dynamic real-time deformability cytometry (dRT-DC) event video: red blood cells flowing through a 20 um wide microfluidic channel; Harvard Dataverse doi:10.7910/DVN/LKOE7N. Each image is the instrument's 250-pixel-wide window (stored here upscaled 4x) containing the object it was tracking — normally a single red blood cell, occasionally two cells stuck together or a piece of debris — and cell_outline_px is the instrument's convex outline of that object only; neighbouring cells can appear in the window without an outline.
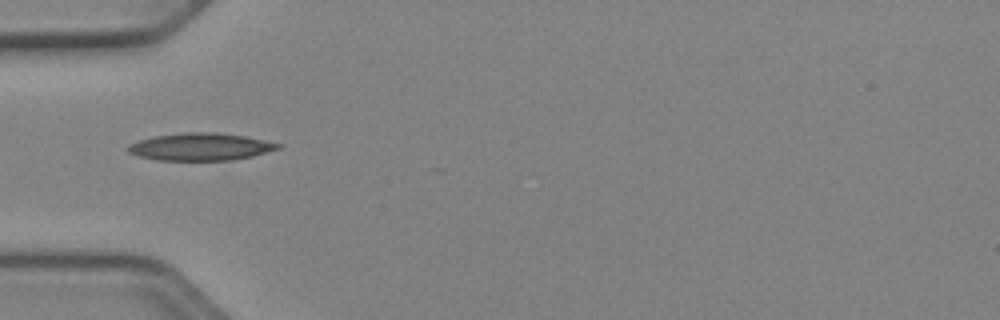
{"species": "Egyptian fruit bat (a non-hibernating species)", "species_latin": "Rousettus aegyptiacus", "temperature_condition": "cold", "stored_images_in_passage": 22, "camera_frame_rate_fps": 3000, "um_per_image_px": 0.085, "animal": {"sex": "female"}, "frame": {"image": 1, "passage_image": 1, "time_ms": 0.0, "image_size_px": [1000, 320], "cell_outline_px": [[284, 144], [280, 148], [252, 156], [232, 160], [156, 160], [140, 156], [128, 152], [124, 148], [128, 144], [152, 136], [184, 132], [212, 132], [244, 136]], "centroid_in_image_um": [17.01, 12.47], "position_along_channel_um": 68.0, "area_um2": 23.99}}
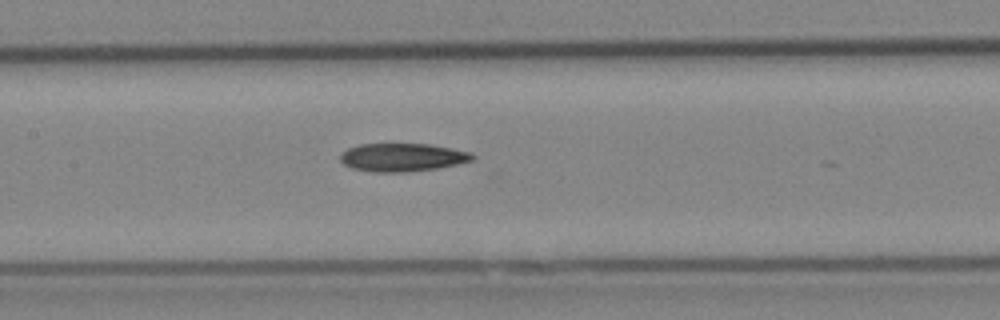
{"frame": {"image": 2, "passage_image": 9, "time_ms": 2.667, "image_size_px": [1000, 320], "cell_outline_px": [[476, 156], [472, 160], [456, 164], [436, 168], [408, 172], [372, 172], [352, 168], [344, 164], [340, 160], [340, 156], [348, 148], [360, 144], [428, 144], [452, 148], [472, 152]], "centroid_in_image_um": [34.21, 13.37], "position_along_channel_um": 173.2, "area_um2": 21.62}}
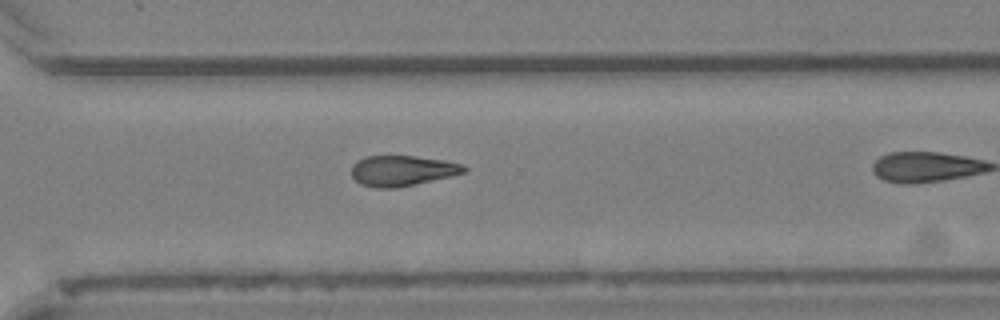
{"frame": {"image": 3, "passage_image": 18, "time_ms": 5.667, "image_size_px": [1000, 320], "cell_outline_px": [[468, 168], [464, 172], [452, 176], [396, 188], [376, 188], [360, 184], [352, 176], [352, 164], [356, 160], [364, 156], [416, 156], [444, 160], [464, 164]], "centroid_in_image_um": [34.18, 14.5], "position_along_channel_um": 336.4, "area_um2": 20.11}}